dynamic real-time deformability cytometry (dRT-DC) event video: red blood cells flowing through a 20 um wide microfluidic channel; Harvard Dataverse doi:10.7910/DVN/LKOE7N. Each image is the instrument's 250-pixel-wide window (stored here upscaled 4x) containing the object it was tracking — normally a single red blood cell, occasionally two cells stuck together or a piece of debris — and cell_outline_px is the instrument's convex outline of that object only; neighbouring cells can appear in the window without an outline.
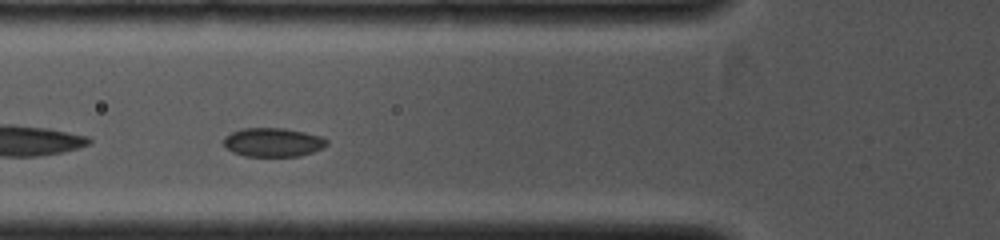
{"species": "common noctule bat (a hibernating species)", "species_latin": "Nyctalus noctula", "temperature_condition": "cold", "stored_images_in_passage": 29, "camera_frame_rate_fps": 4000, "um_per_image_px": 0.085, "animal": {"sex": "female", "body_mass_g": 19.0, "forearm_length_mm": 53.3}, "frame": {"image": 1, "passage_image": 5, "time_ms": 1.0, "image_size_px": [1000, 240], "cell_outline_px": [[328, 144], [312, 152], [300, 156], [244, 156], [232, 152], [224, 144], [224, 136], [240, 128], [284, 128], [304, 132], [320, 136], [328, 140]], "centroid_in_image_um": [23.18, 12.09], "position_along_channel_um": 102.6, "area_um2": 17.28}}
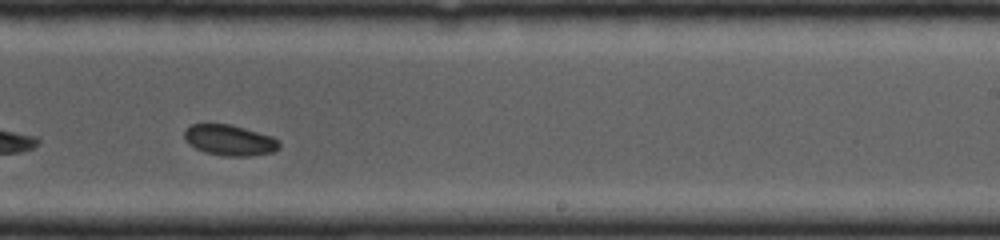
{"frame": {"image": 2, "passage_image": 16, "time_ms": 3.75, "image_size_px": [1000, 240], "cell_outline_px": [[280, 148], [272, 152], [248, 156], [224, 156], [204, 152], [188, 144], [184, 140], [184, 132], [192, 124], [228, 124], [244, 128], [272, 136], [280, 144]], "centroid_in_image_um": [19.49, 11.92], "position_along_channel_um": 269.5, "area_um2": 16.88}}
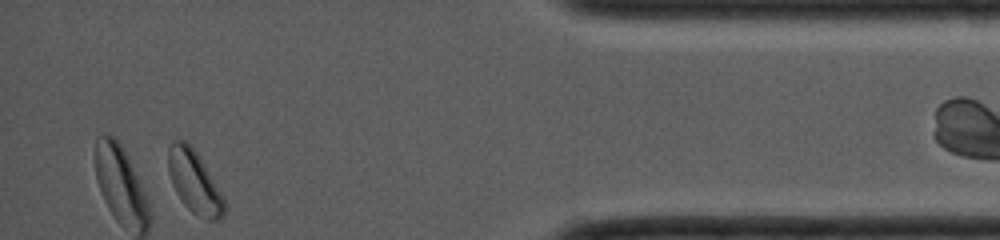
{"frame": {"image": 3, "passage_image": 28, "time_ms": 6.75, "image_size_px": [1000, 240], "cell_outline_px": [[228, 204], [224, 216], [220, 220], [208, 220], [192, 212], [184, 204], [176, 192], [172, 184], [168, 172], [168, 144], [172, 140], [184, 140], [196, 152], [224, 196]], "centroid_in_image_um": [16.54, 15.49], "position_along_channel_um": 418.7, "area_um2": 20.58}}